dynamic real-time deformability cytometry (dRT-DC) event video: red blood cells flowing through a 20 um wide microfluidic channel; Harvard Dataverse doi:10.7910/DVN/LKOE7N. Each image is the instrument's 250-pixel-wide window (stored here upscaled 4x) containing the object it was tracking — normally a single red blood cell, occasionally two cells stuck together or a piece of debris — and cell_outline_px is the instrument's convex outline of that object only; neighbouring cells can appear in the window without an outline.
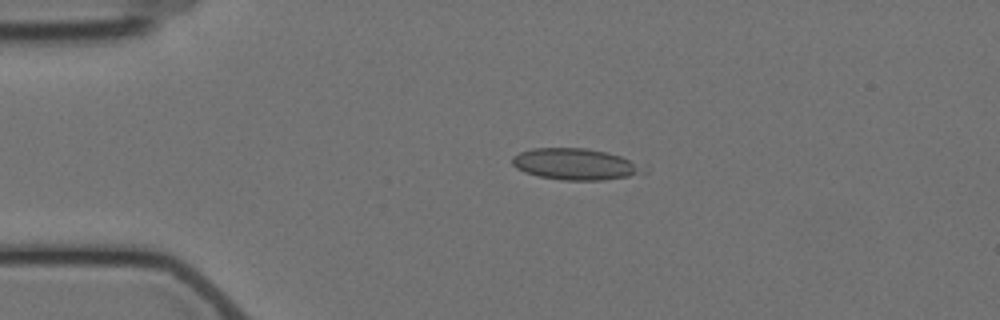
{"species": "Egyptian fruit bat (a non-hibernating species)", "species_latin": "Rousettus aegyptiacus", "temperature_condition": "cold", "stored_images_in_passage": 5, "camera_frame_rate_fps": 3000, "um_per_image_px": 0.085, "animal": {"sex": "female"}, "frame": {"image": 1, "passage_image": 3, "time_ms": 2.333, "image_size_px": [1000, 320], "cell_outline_px": [[648, 172], [644, 176], [604, 180], [560, 180], [540, 176], [524, 172], [516, 168], [512, 164], [512, 156], [520, 152], [532, 148], [584, 148], [608, 152], [648, 164]], "centroid_in_image_um": [49.09, 13.97], "position_along_channel_um": 35.9, "area_um2": 24.97}}